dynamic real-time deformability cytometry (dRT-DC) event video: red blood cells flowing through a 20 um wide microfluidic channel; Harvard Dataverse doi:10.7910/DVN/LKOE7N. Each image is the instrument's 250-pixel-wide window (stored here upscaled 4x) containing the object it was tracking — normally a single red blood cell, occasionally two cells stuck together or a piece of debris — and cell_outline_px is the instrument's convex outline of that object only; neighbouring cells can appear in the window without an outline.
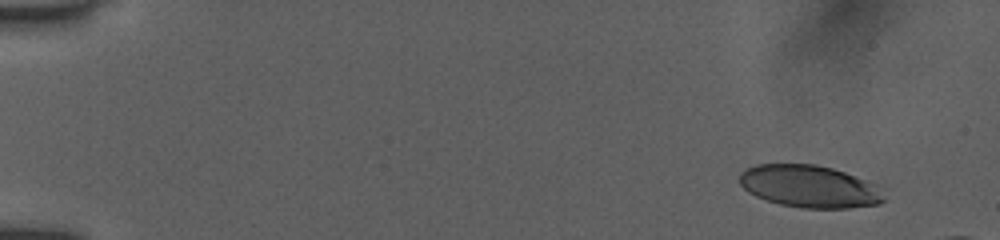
{"species": "human", "species_latin": "Homo sapiens", "temperature_condition": "room temperature", "stored_images_in_passage": 8, "camera_frame_rate_fps": 3000, "um_per_image_px": 0.085, "donor": {"sex": "female"}, "frame": {"image": 1, "passage_image": 1, "time_ms": 0.0, "image_size_px": [1000, 240], "cell_outline_px": [[884, 200], [880, 204], [848, 208], [804, 208], [780, 204], [756, 196], [748, 192], [740, 184], [740, 172], [744, 168], [756, 164], [816, 164], [832, 168], [844, 172], [876, 184]], "centroid_in_image_um": [68.77, 15.84], "position_along_channel_um": 16.2, "area_um2": 35.49}}
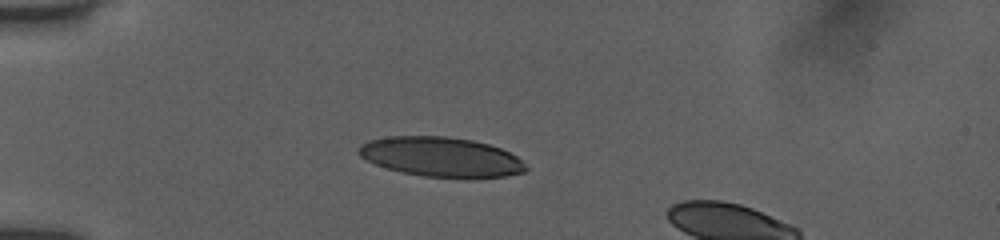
{"frame": {"image": 2, "passage_image": 6, "time_ms": 3.667, "image_size_px": [1000, 240], "cell_outline_px": [[528, 168], [524, 172], [508, 176], [472, 180], [424, 176], [404, 172], [388, 168], [376, 164], [360, 156], [356, 152], [356, 148], [360, 144], [368, 140], [388, 136], [448, 136], [472, 140], [488, 144], [500, 148], [516, 156]], "centroid_in_image_um": [37.51, 13.36], "position_along_channel_um": 47.5, "area_um2": 39.25}}